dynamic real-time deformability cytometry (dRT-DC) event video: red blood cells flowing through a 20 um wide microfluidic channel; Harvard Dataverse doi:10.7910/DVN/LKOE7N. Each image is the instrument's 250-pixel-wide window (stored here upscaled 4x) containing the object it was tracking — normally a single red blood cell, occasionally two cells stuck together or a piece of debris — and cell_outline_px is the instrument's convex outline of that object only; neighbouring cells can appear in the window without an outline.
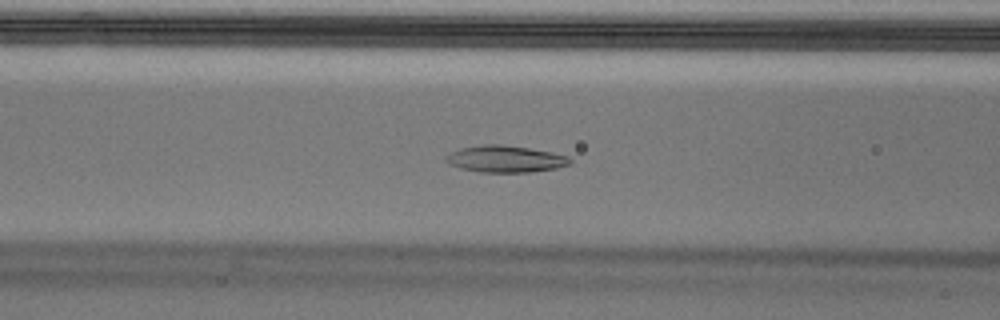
{"species": "Egyptian fruit bat (a non-hibernating species)", "species_latin": "Rousettus aegyptiacus", "temperature_condition": "cold", "stored_images_in_passage": 47, "camera_frame_rate_fps": 3000, "um_per_image_px": 0.085, "animal": {"sex": "male"}, "frame": {"image": 1, "passage_image": 14, "time_ms": 4.333, "image_size_px": [1000, 320], "cell_outline_px": [[572, 164], [556, 168], [528, 172], [480, 172], [460, 168], [448, 164], [444, 160], [444, 156], [460, 148], [484, 144], [500, 144], [528, 148], [552, 152], [568, 156], [572, 160]], "centroid_in_image_um": [42.94, 13.51], "position_along_channel_um": 123.7, "area_um2": 19.42}}
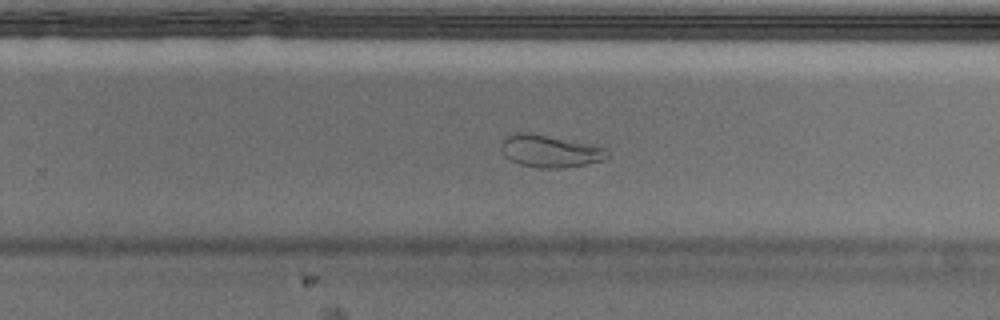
{"frame": {"image": 2, "passage_image": 27, "time_ms": 8.667, "image_size_px": [1000, 320], "cell_outline_px": [[608, 156], [600, 160], [584, 164], [560, 168], [540, 168], [520, 164], [504, 156], [500, 148], [500, 144], [504, 136], [516, 132], [532, 132], [592, 144], [608, 148]], "centroid_in_image_um": [46.7, 12.81], "position_along_channel_um": 283.1, "area_um2": 20.17}}